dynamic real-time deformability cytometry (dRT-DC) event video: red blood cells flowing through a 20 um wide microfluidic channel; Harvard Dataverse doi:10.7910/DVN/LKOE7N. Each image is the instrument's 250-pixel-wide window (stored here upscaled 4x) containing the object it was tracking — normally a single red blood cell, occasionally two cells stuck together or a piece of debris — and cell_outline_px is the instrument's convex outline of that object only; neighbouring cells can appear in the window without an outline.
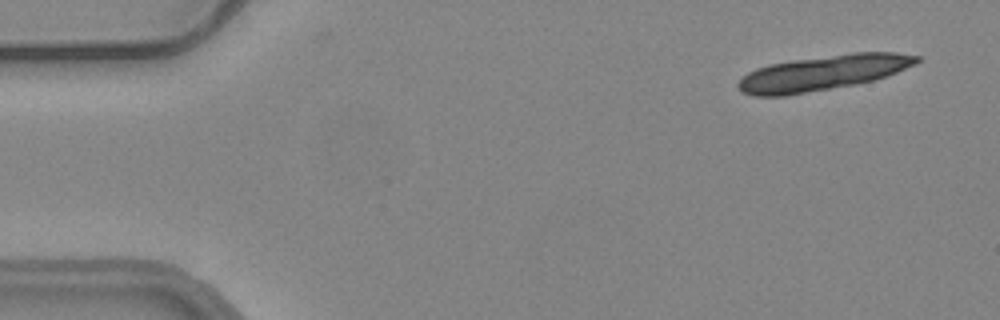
{"species": "common noctule bat (a hibernating species)", "species_latin": "Nyctalus noctula", "temperature_condition": "warm", "stored_images_in_passage": 5, "camera_frame_rate_fps": 3000, "um_per_image_px": 0.085, "animal": {"sex": "female", "body_mass_g": 24.6, "forearm_length_mm": 56.2}, "frame": {"image": 1, "passage_image": 3, "time_ms": 0.667, "image_size_px": [1000, 320], "cell_outline_px": [[920, 60], [916, 64], [896, 72], [872, 80], [856, 84], [784, 96], [752, 96], [740, 92], [736, 84], [748, 72], [756, 68], [768, 64], [792, 60], [852, 52], [896, 52], [920, 56]], "centroid_in_image_um": [69.91, 6.19], "position_along_channel_um": 15.1, "area_um2": 36.53}}